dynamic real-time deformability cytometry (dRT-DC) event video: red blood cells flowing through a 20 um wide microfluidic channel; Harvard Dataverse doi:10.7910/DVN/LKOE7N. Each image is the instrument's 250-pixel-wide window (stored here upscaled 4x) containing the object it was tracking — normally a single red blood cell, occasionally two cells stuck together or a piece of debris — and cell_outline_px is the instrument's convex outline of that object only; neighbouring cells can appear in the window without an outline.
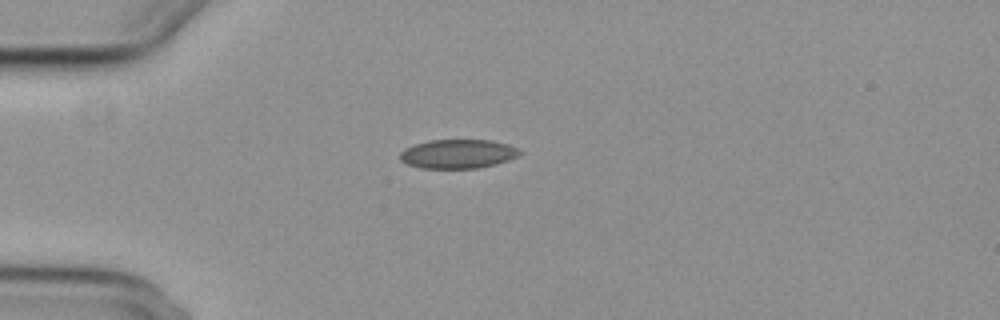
{"species": "common noctule bat (a hibernating species)", "species_latin": "Nyctalus noctula", "temperature_condition": "cold", "stored_images_in_passage": 2, "camera_frame_rate_fps": 3000, "um_per_image_px": 0.085, "animal": {"sex": "female", "body_mass_g": 29.2, "forearm_length_mm": 56.3}, "frame": {"image": 1, "passage_image": 1, "time_ms": 0.0, "image_size_px": [1000, 320], "cell_outline_px": [[524, 152], [508, 160], [496, 164], [476, 168], [420, 168], [408, 164], [400, 160], [400, 152], [404, 148], [428, 140], [488, 140], [504, 144], [516, 148]], "centroid_in_image_um": [38.88, 13.08], "position_along_channel_um": 46.1, "area_um2": 20.06}}